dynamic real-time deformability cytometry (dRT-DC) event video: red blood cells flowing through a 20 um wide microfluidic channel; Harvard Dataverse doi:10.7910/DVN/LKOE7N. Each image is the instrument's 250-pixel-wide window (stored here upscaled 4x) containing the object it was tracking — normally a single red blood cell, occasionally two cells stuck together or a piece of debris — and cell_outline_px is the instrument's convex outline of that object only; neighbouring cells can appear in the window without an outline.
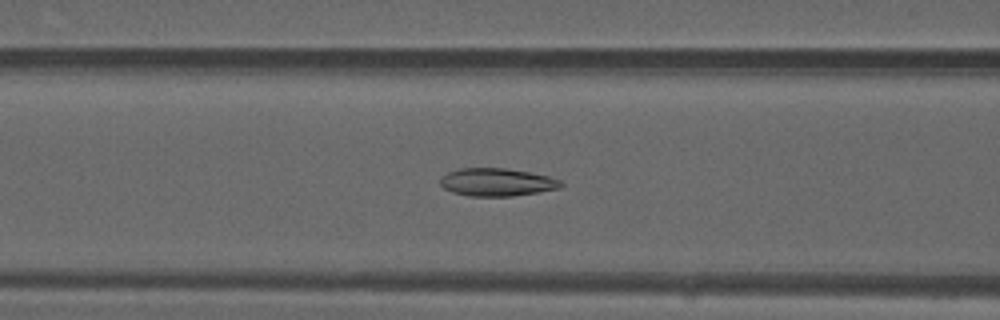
{"species": "common noctule bat (a hibernating species)", "species_latin": "Nyctalus noctula", "temperature_condition": "warm", "stored_images_in_passage": 41, "camera_frame_rate_fps": 3000, "um_per_image_px": 0.085, "animal": {"sex": "male", "forearm_length_mm": 52.5}, "frame": {"image": 1, "passage_image": 12, "time_ms": 3.667, "image_size_px": [1000, 320], "cell_outline_px": [[564, 184], [560, 188], [512, 196], [468, 196], [452, 192], [444, 188], [440, 184], [440, 176], [448, 172], [460, 168], [504, 168], [528, 172], [548, 176], [560, 180]], "centroid_in_image_um": [42.2, 15.48], "position_along_channel_um": 124.4, "area_um2": 19.54}}
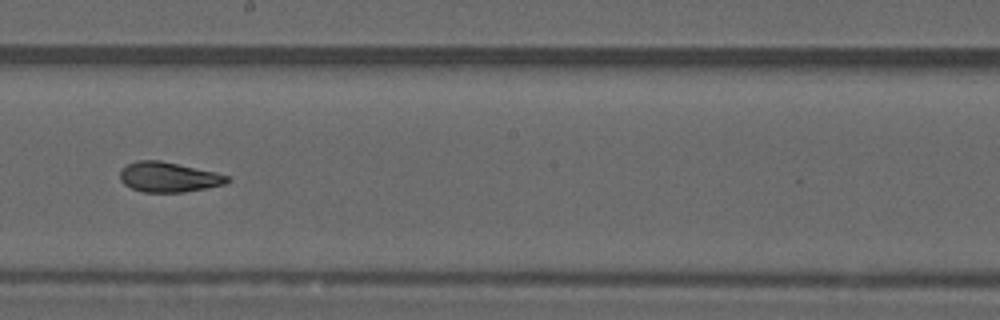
{"frame": {"image": 2, "passage_image": 20, "time_ms": 6.333, "image_size_px": [1000, 320], "cell_outline_px": [[232, 180], [224, 184], [184, 192], [144, 192], [132, 188], [124, 184], [120, 180], [120, 172], [128, 164], [136, 160], [160, 160], [216, 172], [228, 176]], "centroid_in_image_um": [14.33, 15.05], "position_along_channel_um": 233.9, "area_um2": 18.61}}
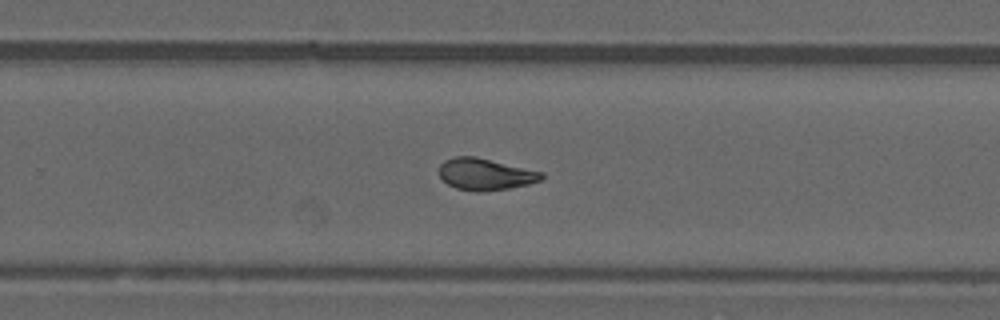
{"frame": {"image": 3, "passage_image": 24, "time_ms": 7.667, "image_size_px": [1000, 320], "cell_outline_px": [[544, 176], [540, 180], [528, 184], [508, 188], [476, 192], [456, 188], [448, 184], [440, 176], [440, 164], [444, 160], [456, 156], [476, 156], [544, 172]], "centroid_in_image_um": [41.25, 14.79], "position_along_channel_um": 288.5, "area_um2": 18.84}, "authors_computed_cell_mechanics": {"area_um2": 19.3052, "velocity_mm_per_s": 4.1181, "shape_relaxation_time_tau1_ms": null, "shape_relaxation_time_tau2_ms": 1.9425, "deformation_change_tau1": null, "deformation_change_tau2": 0.0562}}